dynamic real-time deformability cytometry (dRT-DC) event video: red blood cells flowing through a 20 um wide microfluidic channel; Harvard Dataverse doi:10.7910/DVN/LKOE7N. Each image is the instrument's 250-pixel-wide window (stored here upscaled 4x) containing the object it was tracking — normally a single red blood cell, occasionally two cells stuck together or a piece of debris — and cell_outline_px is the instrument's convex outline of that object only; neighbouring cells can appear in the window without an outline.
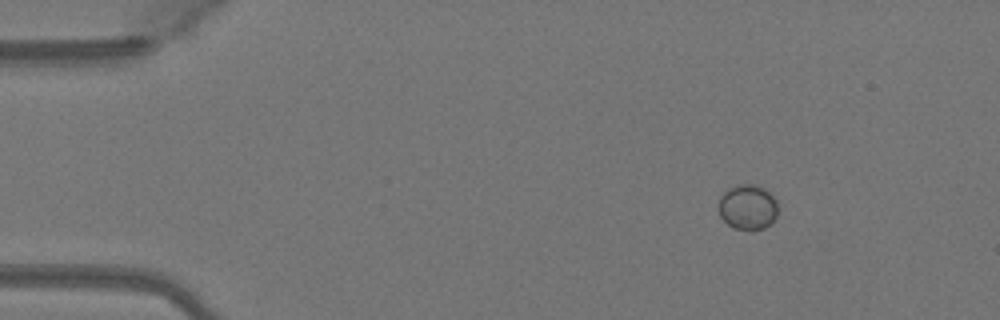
{"species": "Egyptian fruit bat (a non-hibernating species)", "species_latin": "Rousettus aegyptiacus", "temperature_condition": "warm", "stored_images_in_passage": 44, "camera_frame_rate_fps": 3000, "um_per_image_px": 0.085, "animal": {"sex": "female"}, "frame": {"image": 1, "passage_image": 1, "time_ms": 0.0, "image_size_px": [1000, 320], "cell_outline_px": [[776, 216], [764, 228], [752, 232], [732, 228], [720, 216], [720, 196], [728, 188], [740, 184], [760, 184], [776, 200]], "centroid_in_image_um": [63.55, 17.61], "position_along_channel_um": 21.5, "area_um2": 15.66}}
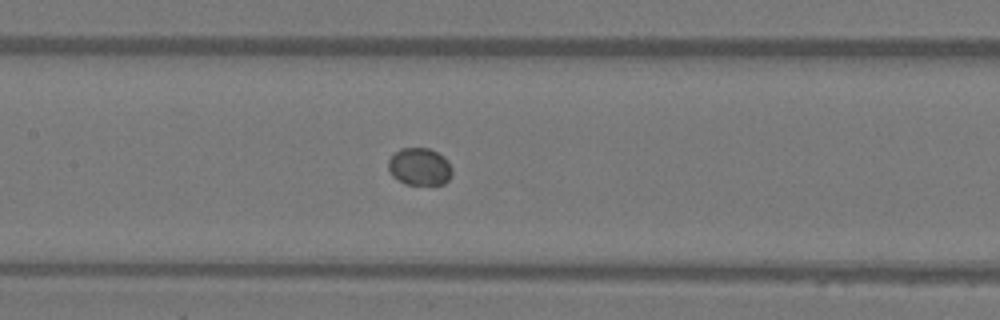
{"frame": {"image": 2, "passage_image": 18, "time_ms": 5.667, "image_size_px": [1000, 320], "cell_outline_px": [[452, 172], [448, 180], [444, 184], [404, 184], [392, 176], [388, 168], [388, 160], [400, 148], [428, 148], [444, 156], [448, 160], [452, 168]], "centroid_in_image_um": [35.67, 14.17], "position_along_channel_um": 171.7, "area_um2": 13.93}}
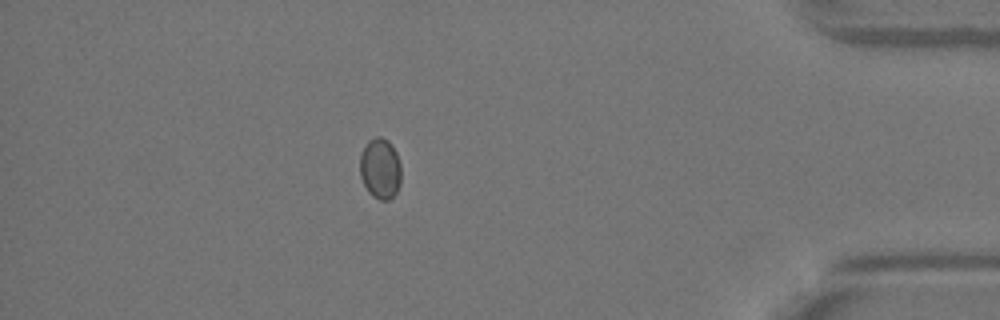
{"frame": {"image": 3, "passage_image": 38, "time_ms": 12.333, "image_size_px": [1000, 320], "cell_outline_px": [[400, 184], [396, 192], [388, 200], [380, 200], [372, 196], [368, 192], [360, 176], [360, 156], [368, 140], [376, 136], [380, 136], [388, 140], [392, 144], [396, 152], [400, 164]], "centroid_in_image_um": [32.31, 14.31], "position_along_channel_um": 402.9, "area_um2": 14.62}}